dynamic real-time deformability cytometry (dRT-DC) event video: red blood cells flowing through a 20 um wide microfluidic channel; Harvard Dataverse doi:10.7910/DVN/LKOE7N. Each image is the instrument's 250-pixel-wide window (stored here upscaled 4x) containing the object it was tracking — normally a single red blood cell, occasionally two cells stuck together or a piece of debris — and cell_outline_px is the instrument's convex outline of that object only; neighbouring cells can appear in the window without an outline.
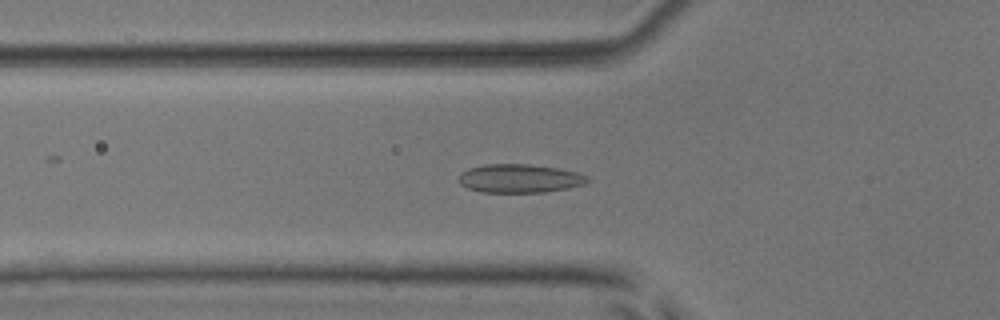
{"species": "common noctule bat (a hibernating species)", "species_latin": "Nyctalus noctula", "temperature_condition": "room temperature", "stored_images_in_passage": 47, "camera_frame_rate_fps": 3000, "um_per_image_px": 0.085, "animal": {"sex": "male", "body_mass_g": 17.9, "forearm_length_mm": 54.2}, "frame": {"image": 1, "passage_image": 18, "time_ms": 5.667, "image_size_px": [1000, 320], "cell_outline_px": [[592, 180], [584, 184], [568, 188], [544, 192], [480, 192], [468, 188], [460, 184], [460, 172], [468, 168], [484, 164], [528, 164], [560, 168], [576, 172], [588, 176]], "centroid_in_image_um": [44.18, 15.16], "position_along_channel_um": 81.6, "area_um2": 21.56}}
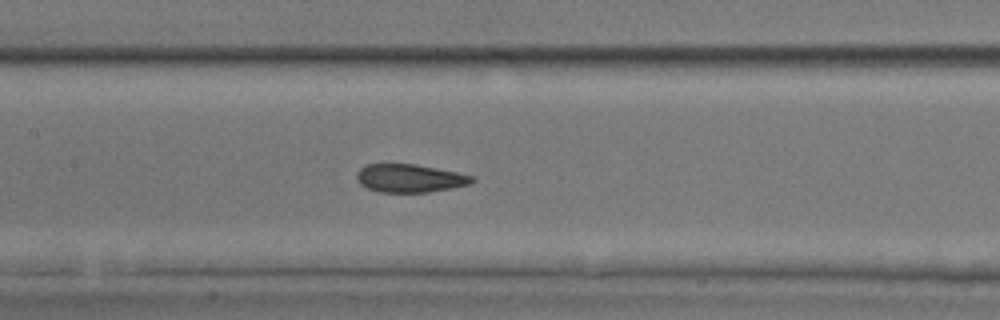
{"frame": {"image": 2, "passage_image": 25, "time_ms": 8.0, "image_size_px": [1000, 320], "cell_outline_px": [[476, 180], [468, 184], [452, 188], [428, 192], [380, 192], [368, 188], [360, 184], [356, 180], [356, 172], [364, 164], [416, 164], [476, 176]], "centroid_in_image_um": [34.82, 15.14], "position_along_channel_um": 172.6, "area_um2": 19.02}}
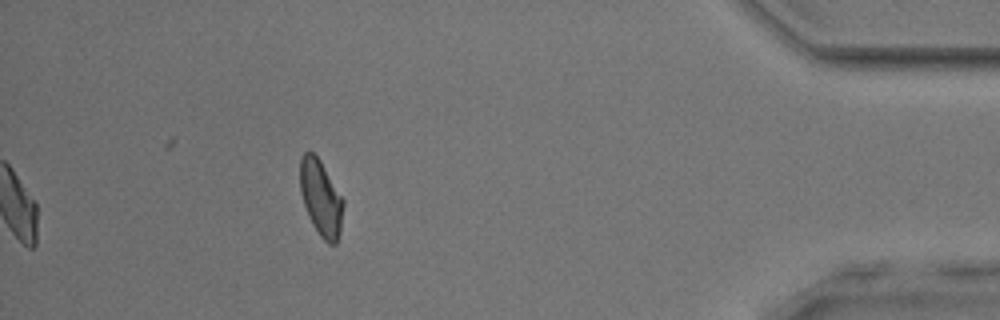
{"frame": {"image": 3, "passage_image": 47, "time_ms": 15.333, "image_size_px": [1000, 320], "cell_outline_px": [[344, 204], [340, 232], [336, 244], [328, 244], [320, 236], [312, 224], [304, 204], [300, 192], [300, 160], [304, 152], [312, 152], [320, 160], [344, 200]], "centroid_in_image_um": [27.28, 16.84], "position_along_channel_um": 407.9, "area_um2": 19.02}, "authors_computed_cell_mechanics": {"area_um2": 19.652, "velocity_mm_per_s": 3.8881, "shape_relaxation_time_tau1_ms": 4.7529, "shape_relaxation_time_tau2_ms": 1.4759, "deformation_change_tau1": 0.1137, "deformation_change_tau2": 0.0613}}